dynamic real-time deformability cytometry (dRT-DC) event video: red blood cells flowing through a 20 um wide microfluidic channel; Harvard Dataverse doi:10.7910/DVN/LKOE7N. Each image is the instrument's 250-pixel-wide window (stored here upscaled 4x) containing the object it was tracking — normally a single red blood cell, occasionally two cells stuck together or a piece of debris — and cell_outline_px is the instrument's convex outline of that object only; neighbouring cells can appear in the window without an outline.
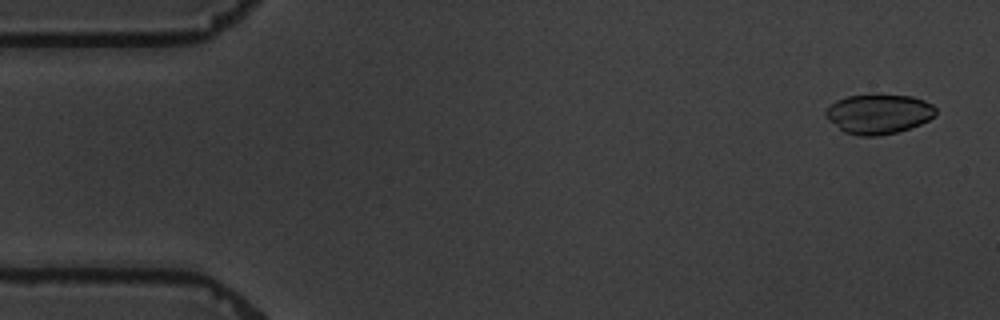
{"species": "common noctule bat (a hibernating species)", "species_latin": "Nyctalus noctula", "temperature_condition": "warm", "stored_images_in_passage": 5, "camera_frame_rate_fps": 3000, "um_per_image_px": 0.085, "animal": {"sex": "male", "body_mass_g": 19.5, "forearm_length_mm": 54.6}, "frame": {"image": 1, "passage_image": 1, "time_ms": 0.0, "image_size_px": [1000, 320], "cell_outline_px": [[936, 116], [920, 124], [896, 132], [876, 136], [860, 136], [844, 132], [828, 120], [824, 116], [824, 112], [836, 100], [848, 96], [872, 92], [912, 96], [924, 100], [932, 104], [936, 108]], "centroid_in_image_um": [74.68, 9.64], "position_along_channel_um": 10.3, "area_um2": 26.01}}